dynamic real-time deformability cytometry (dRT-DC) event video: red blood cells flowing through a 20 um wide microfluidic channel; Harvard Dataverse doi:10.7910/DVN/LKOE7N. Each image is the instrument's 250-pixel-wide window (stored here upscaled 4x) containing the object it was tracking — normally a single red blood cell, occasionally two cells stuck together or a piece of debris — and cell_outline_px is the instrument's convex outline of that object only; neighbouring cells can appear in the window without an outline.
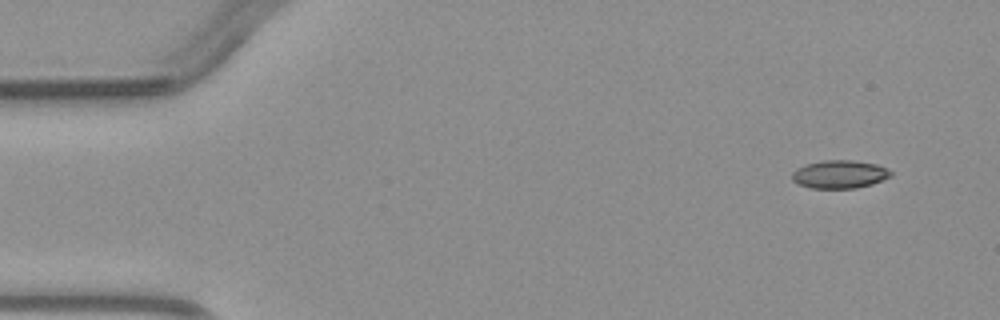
{"species": "common noctule bat (a hibernating species)", "species_latin": "Nyctalus noctula", "temperature_condition": "warm", "stored_images_in_passage": 4, "camera_frame_rate_fps": 3000, "um_per_image_px": 0.085, "animal": {"sex": "male", "body_mass_g": 23.1, "forearm_length_mm": 52.7}, "frame": {"image": 1, "passage_image": 1, "time_ms": 0.0, "image_size_px": [1000, 320], "cell_outline_px": [[892, 176], [872, 184], [856, 188], [808, 188], [792, 180], [792, 172], [796, 168], [808, 164], [824, 160], [852, 160], [876, 164], [892, 172]], "centroid_in_image_um": [71.36, 14.82], "position_along_channel_um": 13.6, "area_um2": 16.07}}
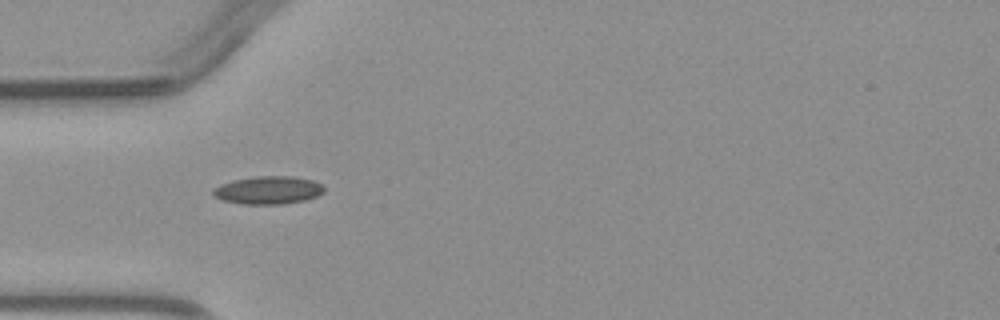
{"frame": {"image": 2, "passage_image": 3, "time_ms": 3.667, "image_size_px": [1000, 320], "cell_outline_px": [[324, 192], [316, 196], [304, 200], [284, 204], [240, 204], [224, 200], [216, 196], [212, 192], [212, 188], [220, 184], [232, 180], [256, 176], [292, 176], [312, 180], [320, 184], [324, 188]], "centroid_in_image_um": [22.78, 16.16], "position_along_channel_um": 62.2, "area_um2": 18.03}}
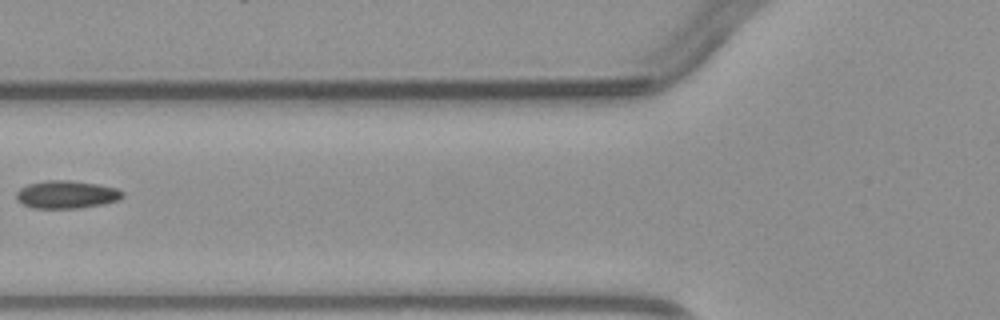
{"frame": {"image": 3, "passage_image": 4, "time_ms": 5.0, "image_size_px": [1000, 320], "cell_outline_px": [[124, 196], [116, 200], [104, 204], [76, 208], [32, 208], [16, 200], [16, 192], [20, 188], [28, 184], [48, 180], [68, 180], [96, 184], [116, 188], [124, 192]], "centroid_in_image_um": [5.63, 16.53], "position_along_channel_um": 120.2, "area_um2": 17.11}}